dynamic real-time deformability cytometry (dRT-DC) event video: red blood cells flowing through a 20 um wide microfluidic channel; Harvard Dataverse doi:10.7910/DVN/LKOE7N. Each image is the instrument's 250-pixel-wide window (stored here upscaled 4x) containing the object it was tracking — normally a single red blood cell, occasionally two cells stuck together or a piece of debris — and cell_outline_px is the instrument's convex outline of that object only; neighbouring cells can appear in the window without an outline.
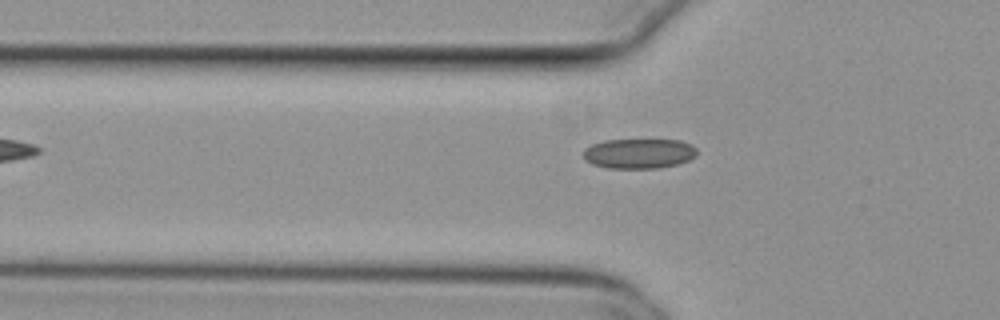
{"species": "common noctule bat (a hibernating species)", "species_latin": "Nyctalus noctula", "temperature_condition": "cold", "stored_images_in_passage": 39, "camera_frame_rate_fps": 3000, "um_per_image_px": 0.085, "animal": {"sex": "female", "body_mass_g": 29.2, "forearm_length_mm": 56.3}, "frame": {"image": 1, "passage_image": 3, "time_ms": 0.667, "image_size_px": [1000, 320], "cell_outline_px": [[696, 156], [688, 160], [676, 164], [656, 168], [608, 168], [592, 164], [584, 160], [584, 148], [592, 144], [604, 140], [680, 140], [692, 144], [696, 148]], "centroid_in_image_um": [54.29, 13.04], "position_along_channel_um": 71.5, "area_um2": 19.83}}
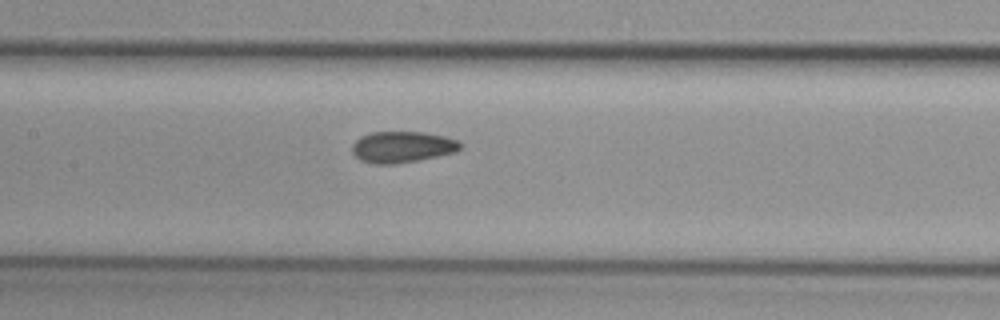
{"frame": {"image": 2, "passage_image": 11, "time_ms": 3.333, "image_size_px": [1000, 320], "cell_outline_px": [[464, 144], [456, 152], [420, 160], [396, 164], [376, 164], [360, 160], [352, 152], [352, 144], [360, 136], [372, 132], [424, 132], [444, 136], [456, 140]], "centroid_in_image_um": [34.19, 12.49], "position_along_channel_um": 173.2, "area_um2": 19.83}}
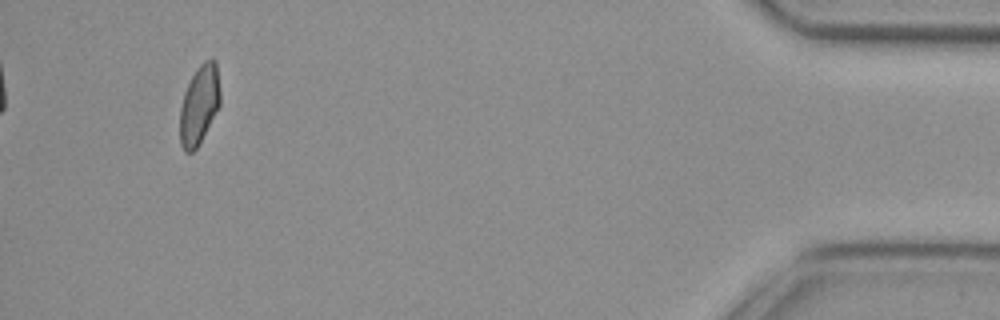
{"frame": {"image": 3, "passage_image": 36, "time_ms": 11.667, "image_size_px": [1000, 320], "cell_outline_px": [[220, 104], [196, 148], [192, 152], [184, 152], [180, 144], [180, 108], [184, 92], [196, 68], [204, 60], [212, 56], [216, 60], [220, 92]], "centroid_in_image_um": [16.93, 8.85], "position_along_channel_um": 418.3, "area_um2": 18.5}, "authors_computed_cell_mechanics": {"area_um2": 19.4208, "velocity_mm_per_s": 3.8003, "shape_relaxation_time_tau1_ms": null, "shape_relaxation_time_tau2_ms": 1.8048, "deformation_change_tau1": null, "deformation_change_tau2": 0.061}}